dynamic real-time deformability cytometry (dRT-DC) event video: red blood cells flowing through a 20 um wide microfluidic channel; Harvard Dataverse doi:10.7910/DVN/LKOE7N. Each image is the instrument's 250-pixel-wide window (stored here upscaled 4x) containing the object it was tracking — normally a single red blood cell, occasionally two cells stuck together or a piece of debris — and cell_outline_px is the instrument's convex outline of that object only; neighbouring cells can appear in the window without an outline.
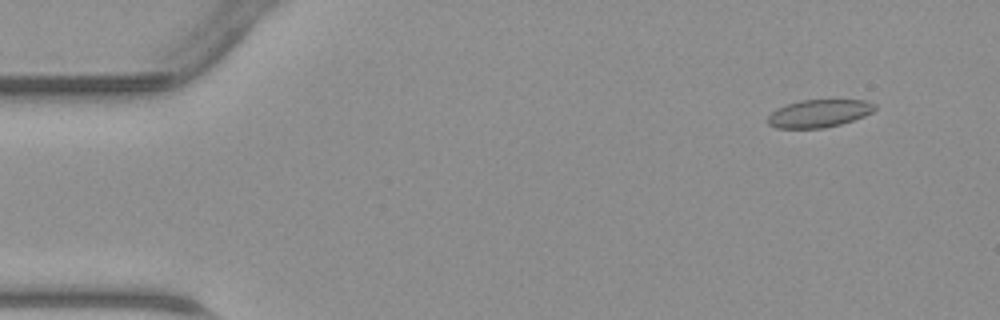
{"species": "common noctule bat (a hibernating species)", "species_latin": "Nyctalus noctula", "temperature_condition": "warm", "stored_images_in_passage": 46, "camera_frame_rate_fps": 3000, "um_per_image_px": 0.085, "animal": {"sex": "male", "body_mass_g": 23.1, "forearm_length_mm": 52.7}, "frame": {"image": 1, "passage_image": 4, "time_ms": 1.0, "image_size_px": [1000, 320], "cell_outline_px": [[876, 108], [872, 112], [864, 116], [840, 124], [824, 128], [776, 128], [768, 124], [768, 116], [776, 108], [784, 104], [800, 100], [864, 100], [876, 104]], "centroid_in_image_um": [69.59, 9.63], "position_along_channel_um": 15.4, "area_um2": 17.34}}
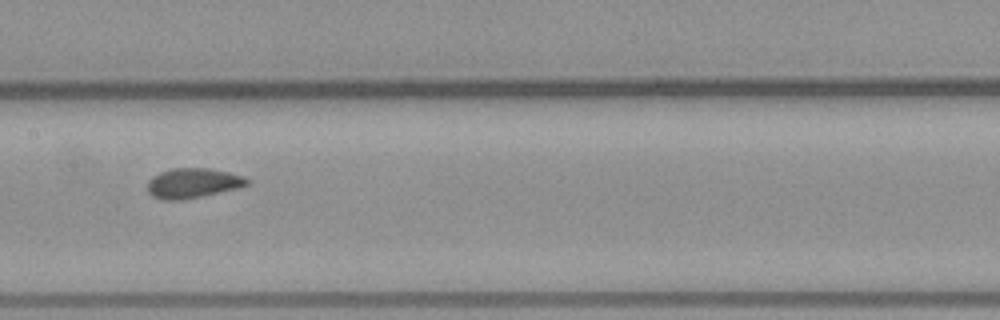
{"frame": {"image": 2, "passage_image": 23, "time_ms": 7.333, "image_size_px": [1000, 320], "cell_outline_px": [[252, 180], [248, 184], [236, 188], [200, 196], [180, 200], [164, 200], [152, 196], [148, 192], [148, 180], [152, 176], [160, 172], [172, 168], [208, 168], [228, 172], [244, 176]], "centroid_in_image_um": [16.38, 15.55], "position_along_channel_um": 191.0, "area_um2": 17.22}}
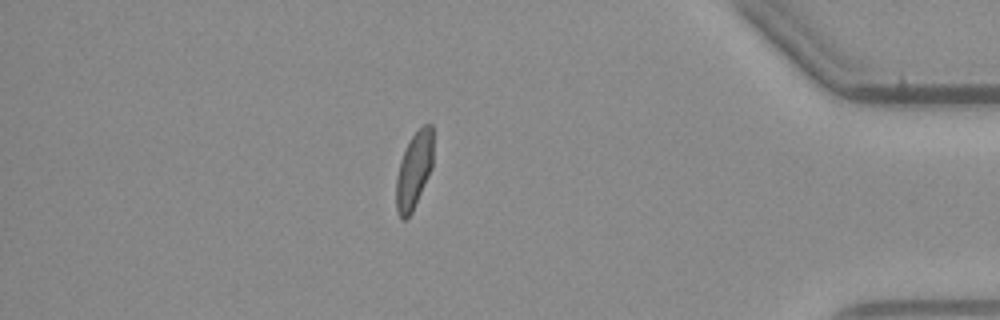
{"frame": {"image": 3, "passage_image": 40, "time_ms": 13.0, "image_size_px": [1000, 320], "cell_outline_px": [[432, 168], [412, 212], [404, 220], [400, 220], [396, 212], [396, 176], [400, 160], [412, 136], [424, 124], [432, 124]], "centroid_in_image_um": [35.17, 14.52], "position_along_channel_um": 400.0, "area_um2": 16.42}}